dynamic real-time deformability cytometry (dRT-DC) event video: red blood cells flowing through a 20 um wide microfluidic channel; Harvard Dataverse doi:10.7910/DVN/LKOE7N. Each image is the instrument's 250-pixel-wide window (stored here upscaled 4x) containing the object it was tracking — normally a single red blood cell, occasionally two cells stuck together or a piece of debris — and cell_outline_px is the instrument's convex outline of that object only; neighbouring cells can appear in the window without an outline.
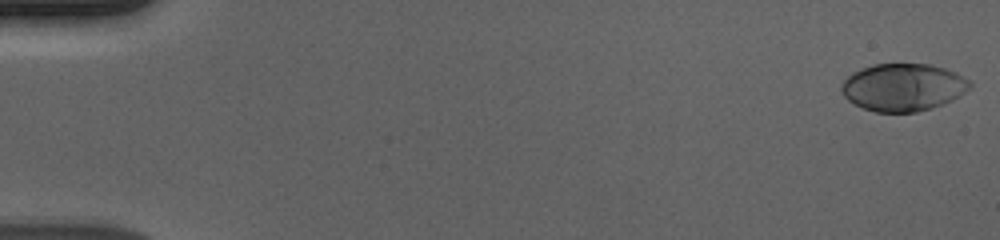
{"species": "human", "species_latin": "Homo sapiens", "temperature_condition": "cold", "stored_images_in_passage": 52, "camera_frame_rate_fps": 3000, "um_per_image_px": 0.085, "donor": {"sex": "male"}, "frame": {"image": 1, "passage_image": 1, "time_ms": 0.0, "image_size_px": [1000, 240], "cell_outline_px": [[972, 84], [964, 92], [952, 100], [916, 112], [876, 112], [864, 108], [848, 100], [844, 96], [840, 88], [840, 84], [852, 72], [872, 64], [928, 64], [944, 68], [956, 72], [968, 80]], "centroid_in_image_um": [76.72, 7.4], "position_along_channel_um": 8.3, "area_um2": 35.26}}
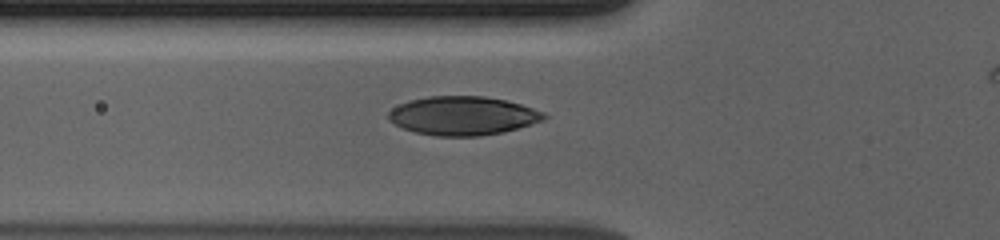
{"frame": {"image": 2, "passage_image": 21, "time_ms": 6.667, "image_size_px": [1000, 240], "cell_outline_px": [[548, 116], [544, 120], [532, 124], [504, 132], [480, 136], [436, 136], [416, 132], [400, 128], [388, 120], [388, 112], [392, 108], [408, 100], [428, 96], [484, 96], [504, 100], [520, 104], [544, 112]], "centroid_in_image_um": [39.32, 9.84], "position_along_channel_um": 86.5, "area_um2": 35.32}}
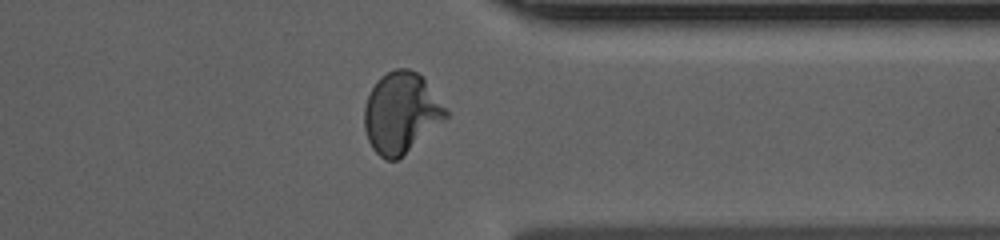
{"frame": {"image": 3, "passage_image": 45, "time_ms": 14.667, "image_size_px": [1000, 240], "cell_outline_px": [[448, 116], [396, 160], [384, 160], [372, 148], [368, 140], [364, 128], [364, 108], [368, 96], [372, 88], [380, 76], [396, 68], [408, 68], [416, 72], [424, 80], [448, 112]], "centroid_in_image_um": [34.04, 9.58], "position_along_channel_um": 377.4, "area_um2": 37.45}, "authors_computed_cell_mechanics": {"area_um2": 35.7204, "velocity_mm_per_s": 3.6669, "shape_relaxation_time_tau1_ms": 3.6585, "shape_relaxation_time_tau2_ms": null, "deformation_change_tau1": 0.1763, "deformation_change_tau2": null}}